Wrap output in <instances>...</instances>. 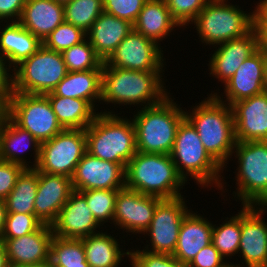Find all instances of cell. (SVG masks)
I'll use <instances>...</instances> for the list:
<instances>
[{
  "instance_id": "obj_1",
  "label": "cell",
  "mask_w": 267,
  "mask_h": 267,
  "mask_svg": "<svg viewBox=\"0 0 267 267\" xmlns=\"http://www.w3.org/2000/svg\"><path fill=\"white\" fill-rule=\"evenodd\" d=\"M164 71H139L103 66L101 101L105 104L153 106L170 93L164 87ZM144 105H143V104Z\"/></svg>"
},
{
  "instance_id": "obj_2",
  "label": "cell",
  "mask_w": 267,
  "mask_h": 267,
  "mask_svg": "<svg viewBox=\"0 0 267 267\" xmlns=\"http://www.w3.org/2000/svg\"><path fill=\"white\" fill-rule=\"evenodd\" d=\"M185 112V118L196 129L208 154L223 168L233 156L235 127L232 108L214 95Z\"/></svg>"
},
{
  "instance_id": "obj_3",
  "label": "cell",
  "mask_w": 267,
  "mask_h": 267,
  "mask_svg": "<svg viewBox=\"0 0 267 267\" xmlns=\"http://www.w3.org/2000/svg\"><path fill=\"white\" fill-rule=\"evenodd\" d=\"M186 184L178 174L170 154L138 152L125 168V187L144 195L160 199H173L181 195Z\"/></svg>"
},
{
  "instance_id": "obj_4",
  "label": "cell",
  "mask_w": 267,
  "mask_h": 267,
  "mask_svg": "<svg viewBox=\"0 0 267 267\" xmlns=\"http://www.w3.org/2000/svg\"><path fill=\"white\" fill-rule=\"evenodd\" d=\"M168 95L153 106L141 107L132 118L136 149L141 153L170 154L185 110Z\"/></svg>"
},
{
  "instance_id": "obj_5",
  "label": "cell",
  "mask_w": 267,
  "mask_h": 267,
  "mask_svg": "<svg viewBox=\"0 0 267 267\" xmlns=\"http://www.w3.org/2000/svg\"><path fill=\"white\" fill-rule=\"evenodd\" d=\"M116 112H98L94 121L85 129L87 152L105 161L127 163L137 153L135 128L132 120Z\"/></svg>"
},
{
  "instance_id": "obj_6",
  "label": "cell",
  "mask_w": 267,
  "mask_h": 267,
  "mask_svg": "<svg viewBox=\"0 0 267 267\" xmlns=\"http://www.w3.org/2000/svg\"><path fill=\"white\" fill-rule=\"evenodd\" d=\"M170 156L186 183L190 176L196 184H200L199 187L211 188L214 184L218 190L224 191L223 184L226 182L220 176L224 169L205 150L196 129L186 118L178 127Z\"/></svg>"
},
{
  "instance_id": "obj_7",
  "label": "cell",
  "mask_w": 267,
  "mask_h": 267,
  "mask_svg": "<svg viewBox=\"0 0 267 267\" xmlns=\"http://www.w3.org/2000/svg\"><path fill=\"white\" fill-rule=\"evenodd\" d=\"M246 12L228 0H210L192 24L201 42L215 47L241 38L255 27V11Z\"/></svg>"
},
{
  "instance_id": "obj_8",
  "label": "cell",
  "mask_w": 267,
  "mask_h": 267,
  "mask_svg": "<svg viewBox=\"0 0 267 267\" xmlns=\"http://www.w3.org/2000/svg\"><path fill=\"white\" fill-rule=\"evenodd\" d=\"M236 192L243 205L267 206V141L236 142Z\"/></svg>"
},
{
  "instance_id": "obj_9",
  "label": "cell",
  "mask_w": 267,
  "mask_h": 267,
  "mask_svg": "<svg viewBox=\"0 0 267 267\" xmlns=\"http://www.w3.org/2000/svg\"><path fill=\"white\" fill-rule=\"evenodd\" d=\"M12 71V91L31 95L52 92L67 74L62 53L49 50L43 45Z\"/></svg>"
},
{
  "instance_id": "obj_10",
  "label": "cell",
  "mask_w": 267,
  "mask_h": 267,
  "mask_svg": "<svg viewBox=\"0 0 267 267\" xmlns=\"http://www.w3.org/2000/svg\"><path fill=\"white\" fill-rule=\"evenodd\" d=\"M86 152L85 130L63 129L51 140L40 143V158L36 169L72 178L77 164Z\"/></svg>"
},
{
  "instance_id": "obj_11",
  "label": "cell",
  "mask_w": 267,
  "mask_h": 267,
  "mask_svg": "<svg viewBox=\"0 0 267 267\" xmlns=\"http://www.w3.org/2000/svg\"><path fill=\"white\" fill-rule=\"evenodd\" d=\"M10 118L39 143L51 140L63 130L45 95L12 92Z\"/></svg>"
},
{
  "instance_id": "obj_12",
  "label": "cell",
  "mask_w": 267,
  "mask_h": 267,
  "mask_svg": "<svg viewBox=\"0 0 267 267\" xmlns=\"http://www.w3.org/2000/svg\"><path fill=\"white\" fill-rule=\"evenodd\" d=\"M183 196L162 199L156 206L149 227L143 232L150 236V243L143 249L153 253L173 255L183 218L191 211L187 209ZM152 248H150V247Z\"/></svg>"
},
{
  "instance_id": "obj_13",
  "label": "cell",
  "mask_w": 267,
  "mask_h": 267,
  "mask_svg": "<svg viewBox=\"0 0 267 267\" xmlns=\"http://www.w3.org/2000/svg\"><path fill=\"white\" fill-rule=\"evenodd\" d=\"M163 50L154 41L146 38L136 30L121 41L103 66L139 71H164Z\"/></svg>"
},
{
  "instance_id": "obj_14",
  "label": "cell",
  "mask_w": 267,
  "mask_h": 267,
  "mask_svg": "<svg viewBox=\"0 0 267 267\" xmlns=\"http://www.w3.org/2000/svg\"><path fill=\"white\" fill-rule=\"evenodd\" d=\"M241 208V238L238 253L246 267L267 265V206L243 205ZM265 211V212H264ZM263 215V216H262Z\"/></svg>"
},
{
  "instance_id": "obj_15",
  "label": "cell",
  "mask_w": 267,
  "mask_h": 267,
  "mask_svg": "<svg viewBox=\"0 0 267 267\" xmlns=\"http://www.w3.org/2000/svg\"><path fill=\"white\" fill-rule=\"evenodd\" d=\"M161 200L126 187L118 190L114 226L126 230V233L142 234L151 224L156 206Z\"/></svg>"
},
{
  "instance_id": "obj_16",
  "label": "cell",
  "mask_w": 267,
  "mask_h": 267,
  "mask_svg": "<svg viewBox=\"0 0 267 267\" xmlns=\"http://www.w3.org/2000/svg\"><path fill=\"white\" fill-rule=\"evenodd\" d=\"M75 191L92 189L120 190L125 187V168L118 163L84 154L71 178Z\"/></svg>"
},
{
  "instance_id": "obj_17",
  "label": "cell",
  "mask_w": 267,
  "mask_h": 267,
  "mask_svg": "<svg viewBox=\"0 0 267 267\" xmlns=\"http://www.w3.org/2000/svg\"><path fill=\"white\" fill-rule=\"evenodd\" d=\"M266 59L267 54L259 48L245 59L235 74L224 83L223 94H225L224 99L226 98V100L223 99V96L221 99L217 92L213 91L211 95L231 106L239 100L262 93Z\"/></svg>"
},
{
  "instance_id": "obj_18",
  "label": "cell",
  "mask_w": 267,
  "mask_h": 267,
  "mask_svg": "<svg viewBox=\"0 0 267 267\" xmlns=\"http://www.w3.org/2000/svg\"><path fill=\"white\" fill-rule=\"evenodd\" d=\"M236 142L267 141V92L231 105Z\"/></svg>"
},
{
  "instance_id": "obj_19",
  "label": "cell",
  "mask_w": 267,
  "mask_h": 267,
  "mask_svg": "<svg viewBox=\"0 0 267 267\" xmlns=\"http://www.w3.org/2000/svg\"><path fill=\"white\" fill-rule=\"evenodd\" d=\"M51 227L53 234L57 237L82 239L99 233L97 228H100V225L93 217L85 196L74 190Z\"/></svg>"
},
{
  "instance_id": "obj_20",
  "label": "cell",
  "mask_w": 267,
  "mask_h": 267,
  "mask_svg": "<svg viewBox=\"0 0 267 267\" xmlns=\"http://www.w3.org/2000/svg\"><path fill=\"white\" fill-rule=\"evenodd\" d=\"M215 48L208 61L209 74L223 84L235 74L245 59L260 48L258 31L254 27L245 36L226 41Z\"/></svg>"
},
{
  "instance_id": "obj_21",
  "label": "cell",
  "mask_w": 267,
  "mask_h": 267,
  "mask_svg": "<svg viewBox=\"0 0 267 267\" xmlns=\"http://www.w3.org/2000/svg\"><path fill=\"white\" fill-rule=\"evenodd\" d=\"M54 234L49 224L18 238L2 239L11 267L37 265L50 261V244Z\"/></svg>"
},
{
  "instance_id": "obj_22",
  "label": "cell",
  "mask_w": 267,
  "mask_h": 267,
  "mask_svg": "<svg viewBox=\"0 0 267 267\" xmlns=\"http://www.w3.org/2000/svg\"><path fill=\"white\" fill-rule=\"evenodd\" d=\"M73 191L70 177L38 171L35 216L44 224L51 225Z\"/></svg>"
},
{
  "instance_id": "obj_23",
  "label": "cell",
  "mask_w": 267,
  "mask_h": 267,
  "mask_svg": "<svg viewBox=\"0 0 267 267\" xmlns=\"http://www.w3.org/2000/svg\"><path fill=\"white\" fill-rule=\"evenodd\" d=\"M190 211L179 229L177 245L173 256L188 265L196 254L211 244L213 223L204 216Z\"/></svg>"
},
{
  "instance_id": "obj_24",
  "label": "cell",
  "mask_w": 267,
  "mask_h": 267,
  "mask_svg": "<svg viewBox=\"0 0 267 267\" xmlns=\"http://www.w3.org/2000/svg\"><path fill=\"white\" fill-rule=\"evenodd\" d=\"M64 21L63 3L55 0H27L19 23L43 42Z\"/></svg>"
},
{
  "instance_id": "obj_25",
  "label": "cell",
  "mask_w": 267,
  "mask_h": 267,
  "mask_svg": "<svg viewBox=\"0 0 267 267\" xmlns=\"http://www.w3.org/2000/svg\"><path fill=\"white\" fill-rule=\"evenodd\" d=\"M28 148L34 150L33 165H29L23 156L24 152L27 153ZM39 158L40 143L32 134L22 129L10 118L0 128V159L21 165L23 168H36Z\"/></svg>"
},
{
  "instance_id": "obj_26",
  "label": "cell",
  "mask_w": 267,
  "mask_h": 267,
  "mask_svg": "<svg viewBox=\"0 0 267 267\" xmlns=\"http://www.w3.org/2000/svg\"><path fill=\"white\" fill-rule=\"evenodd\" d=\"M132 29L133 24L127 20L103 12L86 33V38L104 62Z\"/></svg>"
},
{
  "instance_id": "obj_27",
  "label": "cell",
  "mask_w": 267,
  "mask_h": 267,
  "mask_svg": "<svg viewBox=\"0 0 267 267\" xmlns=\"http://www.w3.org/2000/svg\"><path fill=\"white\" fill-rule=\"evenodd\" d=\"M0 26V53L7 59L9 67L15 68L28 59L42 42L19 22H7Z\"/></svg>"
},
{
  "instance_id": "obj_28",
  "label": "cell",
  "mask_w": 267,
  "mask_h": 267,
  "mask_svg": "<svg viewBox=\"0 0 267 267\" xmlns=\"http://www.w3.org/2000/svg\"><path fill=\"white\" fill-rule=\"evenodd\" d=\"M175 27L180 28L172 18L165 0H147L133 24L134 30L158 45H161L159 42L163 38L170 36Z\"/></svg>"
},
{
  "instance_id": "obj_29",
  "label": "cell",
  "mask_w": 267,
  "mask_h": 267,
  "mask_svg": "<svg viewBox=\"0 0 267 267\" xmlns=\"http://www.w3.org/2000/svg\"><path fill=\"white\" fill-rule=\"evenodd\" d=\"M101 84L102 69L67 72L52 92L65 98L84 99L95 107L101 101Z\"/></svg>"
},
{
  "instance_id": "obj_30",
  "label": "cell",
  "mask_w": 267,
  "mask_h": 267,
  "mask_svg": "<svg viewBox=\"0 0 267 267\" xmlns=\"http://www.w3.org/2000/svg\"><path fill=\"white\" fill-rule=\"evenodd\" d=\"M53 112L63 129L85 130L95 119L98 112L88 101L79 98L56 96L53 92L45 94Z\"/></svg>"
},
{
  "instance_id": "obj_31",
  "label": "cell",
  "mask_w": 267,
  "mask_h": 267,
  "mask_svg": "<svg viewBox=\"0 0 267 267\" xmlns=\"http://www.w3.org/2000/svg\"><path fill=\"white\" fill-rule=\"evenodd\" d=\"M110 233L99 232L82 238L86 261L90 267H119L130 251L120 249L118 239Z\"/></svg>"
},
{
  "instance_id": "obj_32",
  "label": "cell",
  "mask_w": 267,
  "mask_h": 267,
  "mask_svg": "<svg viewBox=\"0 0 267 267\" xmlns=\"http://www.w3.org/2000/svg\"><path fill=\"white\" fill-rule=\"evenodd\" d=\"M38 189V170L24 168L12 191L4 200L7 212L35 214L34 203Z\"/></svg>"
},
{
  "instance_id": "obj_33",
  "label": "cell",
  "mask_w": 267,
  "mask_h": 267,
  "mask_svg": "<svg viewBox=\"0 0 267 267\" xmlns=\"http://www.w3.org/2000/svg\"><path fill=\"white\" fill-rule=\"evenodd\" d=\"M51 267H90L86 261L82 239L53 236L50 244Z\"/></svg>"
},
{
  "instance_id": "obj_34",
  "label": "cell",
  "mask_w": 267,
  "mask_h": 267,
  "mask_svg": "<svg viewBox=\"0 0 267 267\" xmlns=\"http://www.w3.org/2000/svg\"><path fill=\"white\" fill-rule=\"evenodd\" d=\"M226 220L219 226L213 224L211 238V243L224 259L238 254L241 238V210L238 214L227 217Z\"/></svg>"
},
{
  "instance_id": "obj_35",
  "label": "cell",
  "mask_w": 267,
  "mask_h": 267,
  "mask_svg": "<svg viewBox=\"0 0 267 267\" xmlns=\"http://www.w3.org/2000/svg\"><path fill=\"white\" fill-rule=\"evenodd\" d=\"M103 12V0H71L64 3L65 22L85 33Z\"/></svg>"
},
{
  "instance_id": "obj_36",
  "label": "cell",
  "mask_w": 267,
  "mask_h": 267,
  "mask_svg": "<svg viewBox=\"0 0 267 267\" xmlns=\"http://www.w3.org/2000/svg\"><path fill=\"white\" fill-rule=\"evenodd\" d=\"M67 72L103 69V60L96 54L86 38L62 52Z\"/></svg>"
},
{
  "instance_id": "obj_37",
  "label": "cell",
  "mask_w": 267,
  "mask_h": 267,
  "mask_svg": "<svg viewBox=\"0 0 267 267\" xmlns=\"http://www.w3.org/2000/svg\"><path fill=\"white\" fill-rule=\"evenodd\" d=\"M81 193L85 196L87 205L100 226H103L108 220L113 223L118 190L92 189L81 191Z\"/></svg>"
},
{
  "instance_id": "obj_38",
  "label": "cell",
  "mask_w": 267,
  "mask_h": 267,
  "mask_svg": "<svg viewBox=\"0 0 267 267\" xmlns=\"http://www.w3.org/2000/svg\"><path fill=\"white\" fill-rule=\"evenodd\" d=\"M86 37L82 29L64 21L45 38L42 45L49 50L62 53L73 45L81 43Z\"/></svg>"
},
{
  "instance_id": "obj_39",
  "label": "cell",
  "mask_w": 267,
  "mask_h": 267,
  "mask_svg": "<svg viewBox=\"0 0 267 267\" xmlns=\"http://www.w3.org/2000/svg\"><path fill=\"white\" fill-rule=\"evenodd\" d=\"M43 224L35 214L7 212L2 239L21 237L37 231Z\"/></svg>"
},
{
  "instance_id": "obj_40",
  "label": "cell",
  "mask_w": 267,
  "mask_h": 267,
  "mask_svg": "<svg viewBox=\"0 0 267 267\" xmlns=\"http://www.w3.org/2000/svg\"><path fill=\"white\" fill-rule=\"evenodd\" d=\"M210 0H165L172 18L180 27L191 24Z\"/></svg>"
},
{
  "instance_id": "obj_41",
  "label": "cell",
  "mask_w": 267,
  "mask_h": 267,
  "mask_svg": "<svg viewBox=\"0 0 267 267\" xmlns=\"http://www.w3.org/2000/svg\"><path fill=\"white\" fill-rule=\"evenodd\" d=\"M128 258L132 267H187L185 263H182L173 255L153 253L147 250H130Z\"/></svg>"
},
{
  "instance_id": "obj_42",
  "label": "cell",
  "mask_w": 267,
  "mask_h": 267,
  "mask_svg": "<svg viewBox=\"0 0 267 267\" xmlns=\"http://www.w3.org/2000/svg\"><path fill=\"white\" fill-rule=\"evenodd\" d=\"M147 0H103L104 12L134 24Z\"/></svg>"
},
{
  "instance_id": "obj_43",
  "label": "cell",
  "mask_w": 267,
  "mask_h": 267,
  "mask_svg": "<svg viewBox=\"0 0 267 267\" xmlns=\"http://www.w3.org/2000/svg\"><path fill=\"white\" fill-rule=\"evenodd\" d=\"M23 169L21 165L0 159V200L7 198Z\"/></svg>"
},
{
  "instance_id": "obj_44",
  "label": "cell",
  "mask_w": 267,
  "mask_h": 267,
  "mask_svg": "<svg viewBox=\"0 0 267 267\" xmlns=\"http://www.w3.org/2000/svg\"><path fill=\"white\" fill-rule=\"evenodd\" d=\"M226 264L227 259L225 260L211 243L202 248L187 267H224Z\"/></svg>"
},
{
  "instance_id": "obj_45",
  "label": "cell",
  "mask_w": 267,
  "mask_h": 267,
  "mask_svg": "<svg viewBox=\"0 0 267 267\" xmlns=\"http://www.w3.org/2000/svg\"><path fill=\"white\" fill-rule=\"evenodd\" d=\"M27 0H0V23L19 22ZM8 20V21H7Z\"/></svg>"
},
{
  "instance_id": "obj_46",
  "label": "cell",
  "mask_w": 267,
  "mask_h": 267,
  "mask_svg": "<svg viewBox=\"0 0 267 267\" xmlns=\"http://www.w3.org/2000/svg\"><path fill=\"white\" fill-rule=\"evenodd\" d=\"M12 89H0V128L10 119Z\"/></svg>"
},
{
  "instance_id": "obj_47",
  "label": "cell",
  "mask_w": 267,
  "mask_h": 267,
  "mask_svg": "<svg viewBox=\"0 0 267 267\" xmlns=\"http://www.w3.org/2000/svg\"><path fill=\"white\" fill-rule=\"evenodd\" d=\"M10 70L13 69L9 67L7 59L0 53V89H13V75L9 73Z\"/></svg>"
},
{
  "instance_id": "obj_48",
  "label": "cell",
  "mask_w": 267,
  "mask_h": 267,
  "mask_svg": "<svg viewBox=\"0 0 267 267\" xmlns=\"http://www.w3.org/2000/svg\"><path fill=\"white\" fill-rule=\"evenodd\" d=\"M255 11V23H267V0H259Z\"/></svg>"
},
{
  "instance_id": "obj_49",
  "label": "cell",
  "mask_w": 267,
  "mask_h": 267,
  "mask_svg": "<svg viewBox=\"0 0 267 267\" xmlns=\"http://www.w3.org/2000/svg\"><path fill=\"white\" fill-rule=\"evenodd\" d=\"M259 35V46L267 54V23H255Z\"/></svg>"
},
{
  "instance_id": "obj_50",
  "label": "cell",
  "mask_w": 267,
  "mask_h": 267,
  "mask_svg": "<svg viewBox=\"0 0 267 267\" xmlns=\"http://www.w3.org/2000/svg\"><path fill=\"white\" fill-rule=\"evenodd\" d=\"M7 215L6 204L4 200H0V240H2V236L4 233V225Z\"/></svg>"
},
{
  "instance_id": "obj_51",
  "label": "cell",
  "mask_w": 267,
  "mask_h": 267,
  "mask_svg": "<svg viewBox=\"0 0 267 267\" xmlns=\"http://www.w3.org/2000/svg\"><path fill=\"white\" fill-rule=\"evenodd\" d=\"M0 267H11L2 240H0Z\"/></svg>"
},
{
  "instance_id": "obj_52",
  "label": "cell",
  "mask_w": 267,
  "mask_h": 267,
  "mask_svg": "<svg viewBox=\"0 0 267 267\" xmlns=\"http://www.w3.org/2000/svg\"><path fill=\"white\" fill-rule=\"evenodd\" d=\"M263 91L267 92V59H266L265 67H264Z\"/></svg>"
},
{
  "instance_id": "obj_53",
  "label": "cell",
  "mask_w": 267,
  "mask_h": 267,
  "mask_svg": "<svg viewBox=\"0 0 267 267\" xmlns=\"http://www.w3.org/2000/svg\"><path fill=\"white\" fill-rule=\"evenodd\" d=\"M16 267H51L50 263H42V264H37V265H21V266H16Z\"/></svg>"
},
{
  "instance_id": "obj_54",
  "label": "cell",
  "mask_w": 267,
  "mask_h": 267,
  "mask_svg": "<svg viewBox=\"0 0 267 267\" xmlns=\"http://www.w3.org/2000/svg\"><path fill=\"white\" fill-rule=\"evenodd\" d=\"M229 263H231V262H227V264L224 267H242V265H240V263L239 264H235V265H234V263H231V264H229ZM244 266L245 265H243V267Z\"/></svg>"
},
{
  "instance_id": "obj_55",
  "label": "cell",
  "mask_w": 267,
  "mask_h": 267,
  "mask_svg": "<svg viewBox=\"0 0 267 267\" xmlns=\"http://www.w3.org/2000/svg\"><path fill=\"white\" fill-rule=\"evenodd\" d=\"M55 1H57V2H60V3H66V2H68V1H71V0H55Z\"/></svg>"
}]
</instances>
